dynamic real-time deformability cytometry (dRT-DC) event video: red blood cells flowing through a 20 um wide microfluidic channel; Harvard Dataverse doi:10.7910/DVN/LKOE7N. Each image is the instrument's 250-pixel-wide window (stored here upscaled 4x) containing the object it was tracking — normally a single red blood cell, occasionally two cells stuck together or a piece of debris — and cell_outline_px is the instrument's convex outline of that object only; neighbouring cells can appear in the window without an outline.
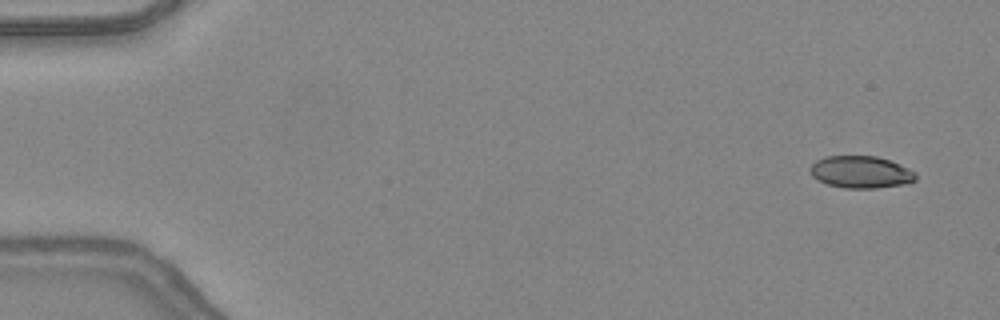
{"species": "common noctule bat (a hibernating species)", "species_latin": "Nyctalus noctula", "temperature_condition": "warm", "stored_images_in_passage": 48, "camera_frame_rate_fps": 3000, "um_per_image_px": 0.085, "animal": {"sex": "female", "body_mass_g": 24.6, "forearm_length_mm": 56.2}, "frame": {"image": 1, "passage_image": 3, "time_ms": 0.667, "image_size_px": [1000, 320], "cell_outline_px": [[916, 180], [908, 184], [876, 188], [844, 188], [828, 184], [812, 176], [812, 164], [816, 160], [828, 156], [876, 156], [888, 160], [908, 168], [916, 172]], "centroid_in_image_um": [73.22, 14.63], "position_along_channel_um": 11.8, "area_um2": 19.59}}
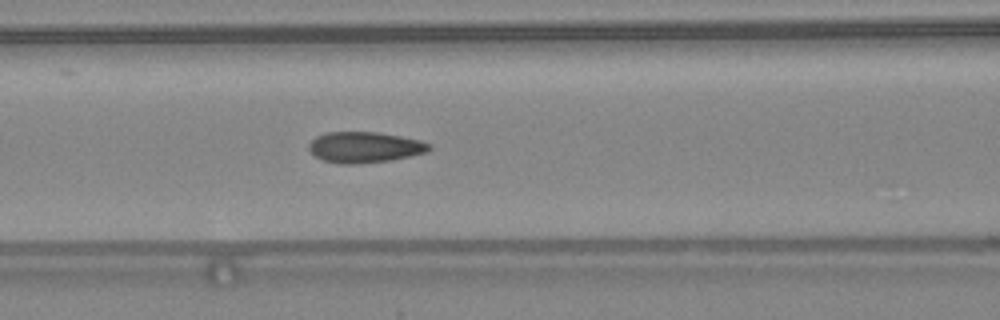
{"frame": {"image": 2, "passage_image": 21, "time_ms": 6.667, "image_size_px": [1000, 320], "cell_outline_px": [[432, 148], [428, 152], [392, 160], [356, 164], [340, 164], [324, 160], [316, 156], [308, 148], [308, 144], [316, 136], [324, 132], [376, 132], [400, 136], [420, 140], [432, 144]], "centroid_in_image_um": [31.02, 12.51], "position_along_channel_um": 135.6, "area_um2": 21.73}}
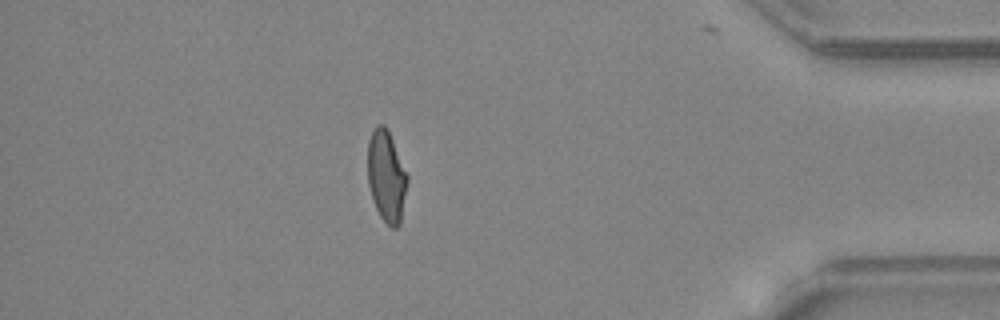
{"frame": {"image": 3, "passage_image": 42, "time_ms": 13.667, "image_size_px": [1000, 320], "cell_outline_px": [[408, 180], [400, 224], [396, 228], [392, 228], [380, 216], [372, 200], [368, 184], [368, 140], [376, 124], [384, 124], [388, 128], [408, 176]], "centroid_in_image_um": [32.84, 14.96], "position_along_channel_um": 402.4, "area_um2": 21.21}, "authors_computed_cell_mechanics": {"area_um2": 21.1837, "velocity_mm_per_s": 4.3988, "shape_relaxation_time_tau1_ms": 7.3233, "shape_relaxation_time_tau2_ms": 0.8011, "deformation_change_tau1": 0.2156, "deformation_change_tau2": 0.0612}}